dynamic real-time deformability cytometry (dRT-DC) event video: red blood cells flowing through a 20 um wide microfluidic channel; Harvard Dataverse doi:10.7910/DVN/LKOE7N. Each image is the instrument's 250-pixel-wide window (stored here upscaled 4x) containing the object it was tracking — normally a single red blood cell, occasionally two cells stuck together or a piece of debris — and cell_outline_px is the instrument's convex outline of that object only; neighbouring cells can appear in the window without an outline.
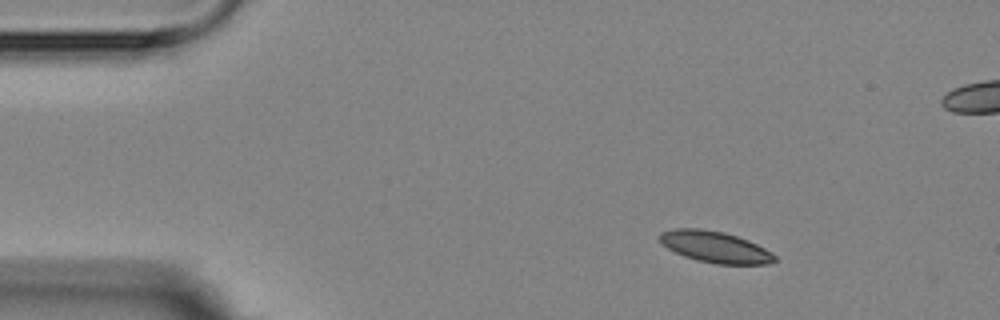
{"species": "Egyptian fruit bat (a non-hibernating species)", "species_latin": "Rousettus aegyptiacus", "temperature_condition": "room temperature", "stored_images_in_passage": 4, "camera_frame_rate_fps": 3000, "um_per_image_px": 0.085, "animal": {"sex": "female"}, "frame": {"image": 1, "passage_image": 1, "time_ms": 0.0, "image_size_px": [1000, 320], "cell_outline_px": [[776, 260], [768, 264], [716, 264], [696, 260], [684, 256], [668, 248], [660, 240], [660, 232], [672, 228], [700, 228], [724, 232], [748, 240], [772, 252], [776, 256]], "centroid_in_image_um": [60.79, 20.99], "position_along_channel_um": 24.2, "area_um2": 20.92}}